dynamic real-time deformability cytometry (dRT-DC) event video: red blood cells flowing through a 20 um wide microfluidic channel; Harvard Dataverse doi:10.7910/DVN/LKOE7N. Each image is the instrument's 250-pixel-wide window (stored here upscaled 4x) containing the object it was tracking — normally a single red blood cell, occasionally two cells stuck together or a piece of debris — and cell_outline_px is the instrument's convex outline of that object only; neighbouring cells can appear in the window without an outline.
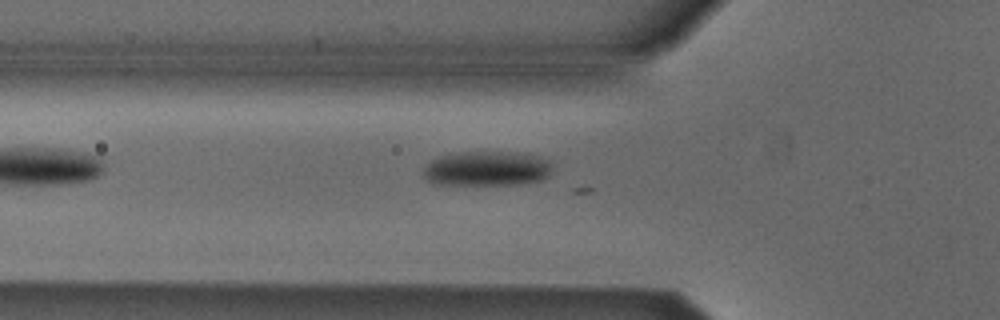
{"species": "Egyptian fruit bat (a non-hibernating species)", "species_latin": "Rousettus aegyptiacus", "temperature_condition": "cold", "stored_images_in_passage": 5, "camera_frame_rate_fps": 3000, "um_per_image_px": 0.085, "animal": {"sex": "male"}, "frame": {"image": 1, "passage_image": 4, "time_ms": 1.0, "image_size_px": [1000, 320], "cell_outline_px": [[552, 172], [548, 176], [540, 180], [512, 184], [432, 184], [424, 176], [424, 168], [432, 160], [440, 156], [464, 152], [528, 152], [552, 160]], "centroid_in_image_um": [41.46, 14.31], "position_along_channel_um": 84.3, "area_um2": 26.24}}